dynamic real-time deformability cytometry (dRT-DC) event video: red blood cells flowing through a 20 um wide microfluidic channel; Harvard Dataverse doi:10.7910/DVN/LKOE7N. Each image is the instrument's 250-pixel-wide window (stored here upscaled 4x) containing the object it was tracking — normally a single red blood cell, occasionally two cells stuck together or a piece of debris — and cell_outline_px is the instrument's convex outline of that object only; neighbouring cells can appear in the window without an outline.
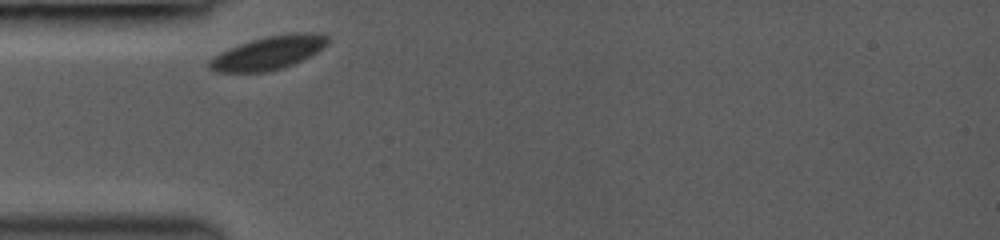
{"species": "common noctule bat (a hibernating species)", "species_latin": "Nyctalus noctula", "temperature_condition": "room temperature", "stored_images_in_passage": 51, "camera_frame_rate_fps": 3000, "um_per_image_px": 0.085, "animal": {"sex": "female", "body_mass_g": 19.0, "forearm_length_mm": 53.3}, "frame": {"image": 1, "passage_image": 1, "time_ms": 0.0, "image_size_px": [1000, 240], "cell_outline_px": [[328, 44], [316, 52], [284, 68], [268, 72], [216, 72], [208, 68], [208, 64], [220, 52], [240, 44], [252, 40], [268, 36], [296, 32], [312, 32], [328, 36]], "centroid_in_image_um": [22.83, 4.49], "position_along_channel_um": 62.2, "area_um2": 22.72}}
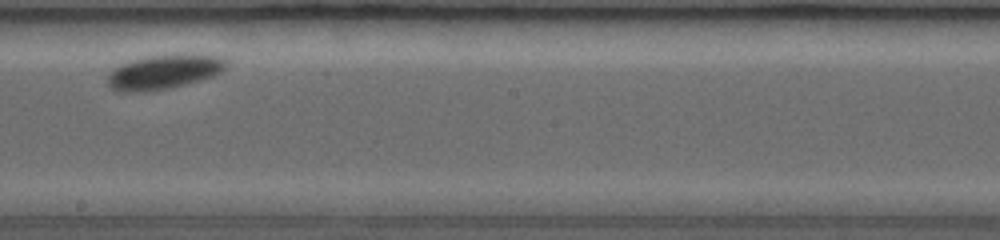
{"frame": {"image": 2, "passage_image": 27, "time_ms": 4.667, "image_size_px": [1000, 240], "cell_outline_px": [[228, 68], [212, 76], [172, 88], [144, 92], [120, 92], [112, 88], [108, 84], [108, 72], [112, 68], [128, 60], [148, 56], [220, 56], [228, 64]], "centroid_in_image_um": [13.85, 6.15], "position_along_channel_um": 234.3, "area_um2": 23.47}}
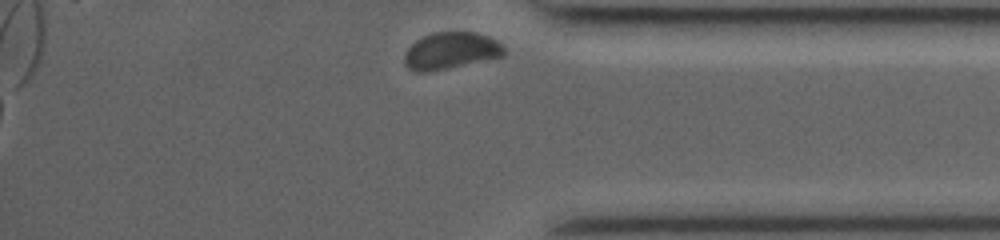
{"frame": {"image": 3, "passage_image": 50, "time_ms": 9.0, "image_size_px": [1000, 240], "cell_outline_px": [[508, 52], [504, 56], [424, 72], [416, 72], [408, 68], [404, 64], [404, 56], [408, 48], [416, 40], [432, 32], [476, 32], [488, 36], [496, 40]], "centroid_in_image_um": [38.32, 4.3], "position_along_channel_um": 396.9, "area_um2": 21.15}, "authors_computed_cell_mechanics": {"area_um2": 22.9466, "velocity_mm_per_s": 3.7465, "shape_relaxation_time_tau1_ms": 0.8473, "shape_relaxation_time_tau2_ms": null, "deformation_change_tau1": 0.0442, "deformation_change_tau2": null}}